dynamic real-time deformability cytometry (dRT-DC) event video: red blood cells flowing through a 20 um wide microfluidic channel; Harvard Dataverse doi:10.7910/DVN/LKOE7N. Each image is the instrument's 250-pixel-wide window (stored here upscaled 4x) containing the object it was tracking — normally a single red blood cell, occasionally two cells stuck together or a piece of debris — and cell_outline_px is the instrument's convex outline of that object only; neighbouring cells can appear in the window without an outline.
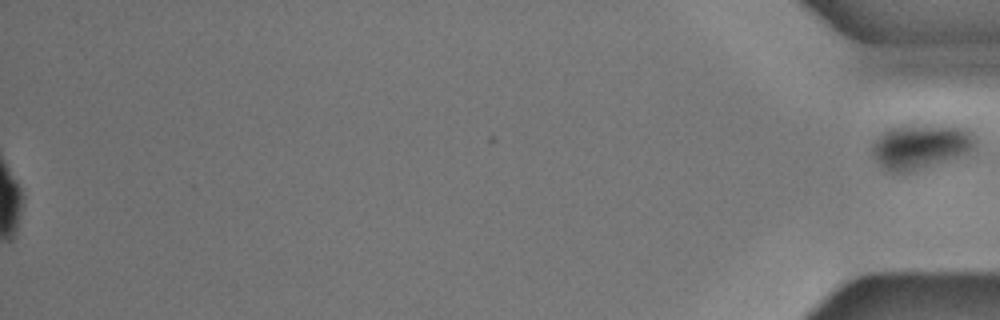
{"species": "common noctule bat (a hibernating species)", "species_latin": "Nyctalus noctula", "temperature_condition": "cold", "stored_images_in_passage": 57, "segment_of_instrument_passage": [2, 2], "camera_frame_rate_fps": 3000, "um_per_image_px": 0.085, "animal": {"sex": "male", "body_mass_g": 17.9, "forearm_length_mm": 54.2}, "frame": {"image": 1, "passage_image": 57, "time_ms": 18.667, "image_size_px": [1000, 320], "cell_outline_px": [[976, 148], [908, 172], [892, 172], [884, 168], [876, 160], [872, 152], [872, 144], [880, 132], [888, 128], [900, 124], [964, 124], [972, 128], [976, 136]], "centroid_in_image_um": [78.28, 12.33], "position_along_channel_um": 356.9, "area_um2": 27.46}}